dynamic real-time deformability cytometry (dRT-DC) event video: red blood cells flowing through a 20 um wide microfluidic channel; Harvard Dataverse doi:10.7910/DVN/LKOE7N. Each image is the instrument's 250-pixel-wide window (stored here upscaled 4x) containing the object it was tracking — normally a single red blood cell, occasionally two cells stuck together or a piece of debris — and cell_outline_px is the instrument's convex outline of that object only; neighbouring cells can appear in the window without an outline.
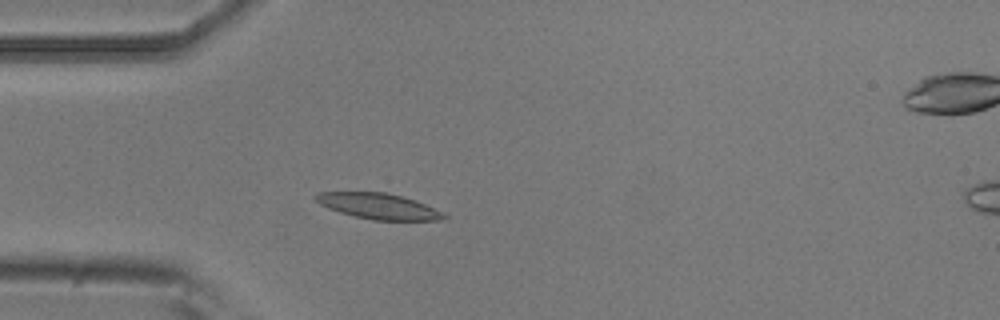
{"species": "common noctule bat (a hibernating species)", "species_latin": "Nyctalus noctula", "temperature_condition": "room temperature", "stored_images_in_passage": 3, "camera_frame_rate_fps": 3000, "um_per_image_px": 0.085, "animal": {"sex": "male", "body_mass_g": 20.5, "forearm_length_mm": 52.5}, "frame": {"image": 1, "passage_image": 2, "time_ms": 1.333, "image_size_px": [1000, 320], "cell_outline_px": [[448, 216], [444, 220], [372, 220], [340, 212], [328, 208], [320, 204], [312, 196], [320, 192], [384, 192], [416, 200]], "centroid_in_image_um": [32.14, 17.52], "position_along_channel_um": 52.9, "area_um2": 18.96}}